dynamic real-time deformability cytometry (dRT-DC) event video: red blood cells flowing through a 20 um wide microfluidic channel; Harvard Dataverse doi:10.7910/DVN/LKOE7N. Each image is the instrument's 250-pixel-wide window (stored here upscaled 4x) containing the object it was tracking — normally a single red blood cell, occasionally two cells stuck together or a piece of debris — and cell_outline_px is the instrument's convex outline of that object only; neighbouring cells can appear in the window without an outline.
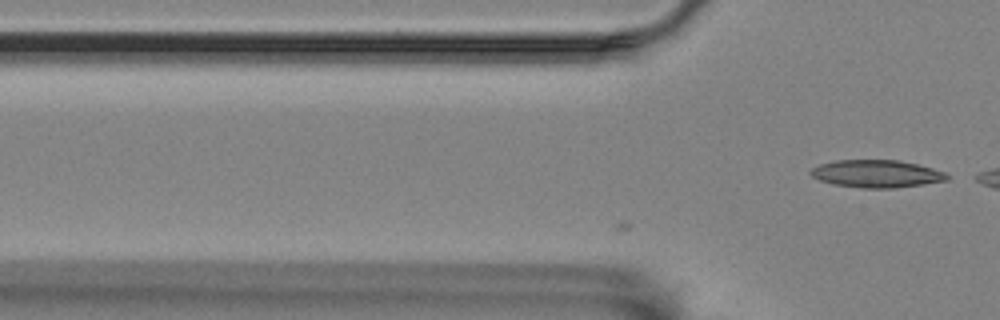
{"species": "Egyptian fruit bat (a non-hibernating species)", "species_latin": "Rousettus aegyptiacus", "temperature_condition": "room temperature", "stored_images_in_passage": 8, "camera_frame_rate_fps": 3000, "um_per_image_px": 0.085, "animal": {"sex": "female"}, "frame": {"image": 1, "passage_image": 8, "time_ms": 2.333, "image_size_px": [1000, 320], "cell_outline_px": [[948, 180], [924, 184], [896, 188], [860, 188], [832, 184], [820, 180], [812, 176], [808, 172], [812, 168], [820, 164], [836, 160], [900, 160], [948, 172]], "centroid_in_image_um": [74.52, 14.77], "position_along_channel_um": 51.3, "area_um2": 22.02}}